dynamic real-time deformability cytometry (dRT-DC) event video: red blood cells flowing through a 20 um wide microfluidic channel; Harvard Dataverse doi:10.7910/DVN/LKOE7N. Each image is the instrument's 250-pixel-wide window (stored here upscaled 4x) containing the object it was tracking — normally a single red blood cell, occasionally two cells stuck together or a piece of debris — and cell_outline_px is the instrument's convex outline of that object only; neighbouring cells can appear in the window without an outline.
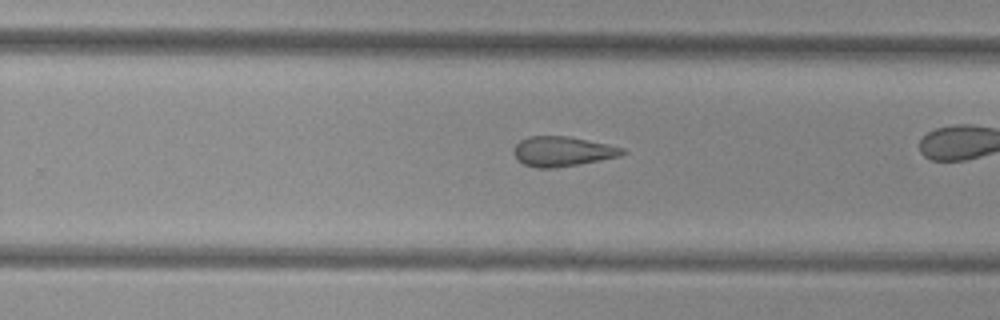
{"species": "common noctule bat (a hibernating species)", "species_latin": "Nyctalus noctula", "temperature_condition": "cold", "stored_images_in_passage": 27, "camera_frame_rate_fps": 3000, "um_per_image_px": 0.085, "animal": {"sex": "female", "body_mass_g": 29.2, "forearm_length_mm": 56.3}, "frame": {"image": 1, "passage_image": 20, "time_ms": 6.333, "image_size_px": [1000, 320], "cell_outline_px": [[628, 152], [620, 156], [580, 164], [552, 168], [536, 168], [524, 164], [516, 160], [512, 152], [516, 144], [520, 140], [528, 136], [568, 136], [608, 144], [624, 148]], "centroid_in_image_um": [47.79, 12.87], "position_along_channel_um": 282.0, "area_um2": 19.07}}
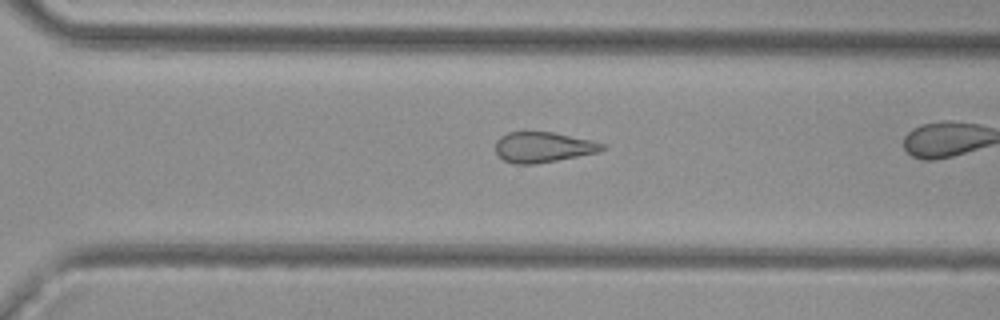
{"frame": {"image": 2, "passage_image": 23, "time_ms": 7.333, "image_size_px": [1000, 320], "cell_outline_px": [[608, 148], [596, 152], [536, 164], [512, 164], [504, 160], [496, 152], [496, 140], [500, 136], [508, 132], [552, 132], [592, 140], [608, 144]], "centroid_in_image_um": [46.17, 12.5], "position_along_channel_um": 324.4, "area_um2": 18.9}}